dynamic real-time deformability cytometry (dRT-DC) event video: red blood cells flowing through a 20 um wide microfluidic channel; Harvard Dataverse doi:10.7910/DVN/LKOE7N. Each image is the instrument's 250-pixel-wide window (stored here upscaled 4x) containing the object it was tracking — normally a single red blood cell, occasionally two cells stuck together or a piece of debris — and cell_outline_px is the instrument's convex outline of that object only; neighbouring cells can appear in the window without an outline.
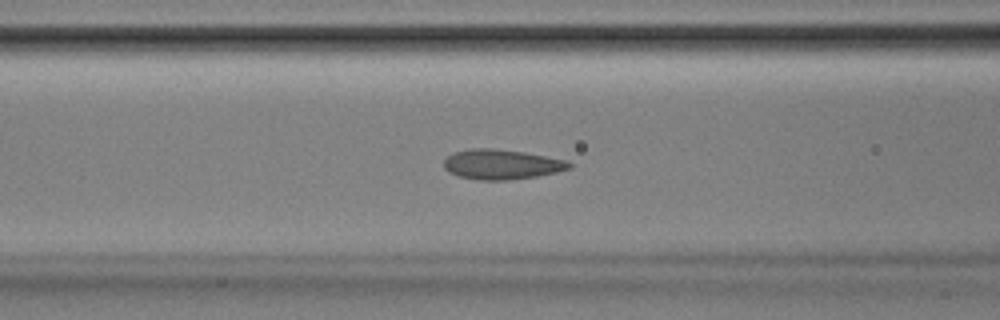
{"species": "Egyptian fruit bat (a non-hibernating species)", "species_latin": "Rousettus aegyptiacus", "temperature_condition": "room temperature", "stored_images_in_passage": 36, "camera_frame_rate_fps": 3000, "um_per_image_px": 0.085, "animal": {"sex": "male"}, "frame": {"image": 1, "passage_image": 5, "time_ms": 1.333, "image_size_px": [1000, 320], "cell_outline_px": [[572, 168], [556, 172], [536, 176], [508, 180], [480, 180], [460, 176], [448, 172], [444, 168], [444, 160], [452, 152], [472, 148], [492, 148], [524, 152], [568, 160], [572, 164]], "centroid_in_image_um": [42.64, 13.96], "position_along_channel_um": 124.0, "area_um2": 21.91}}
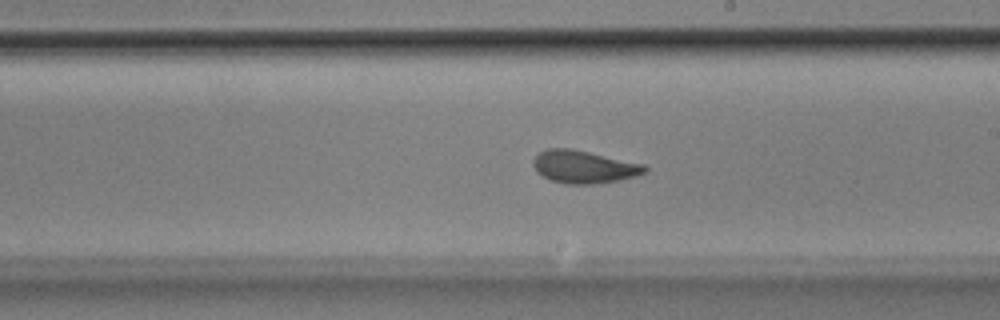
{"frame": {"image": 2, "passage_image": 14, "time_ms": 4.333, "image_size_px": [1000, 320], "cell_outline_px": [[648, 172], [636, 176], [620, 180], [592, 184], [564, 184], [552, 180], [536, 172], [532, 164], [532, 160], [540, 152], [548, 148], [572, 148], [644, 164], [648, 168]], "centroid_in_image_um": [49.64, 14.18], "position_along_channel_um": 239.4, "area_um2": 21.39}}
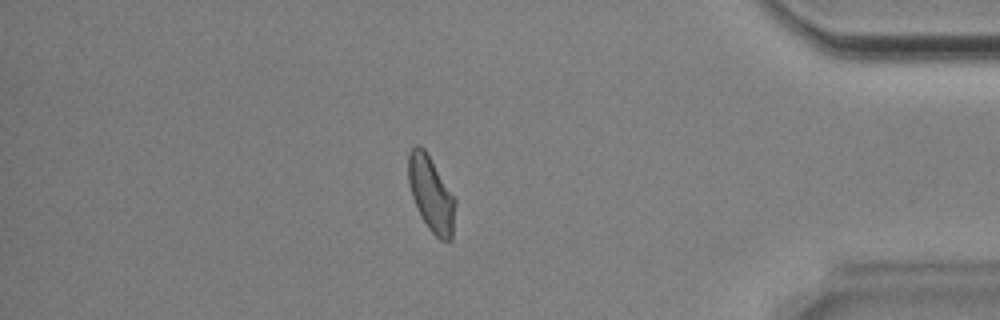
{"frame": {"image": 3, "passage_image": 29, "time_ms": 9.333, "image_size_px": [1000, 320], "cell_outline_px": [[456, 204], [452, 240], [440, 240], [428, 228], [412, 196], [408, 184], [408, 156], [412, 148], [416, 144], [420, 144], [424, 148], [456, 200]], "centroid_in_image_um": [36.65, 16.48], "position_along_channel_um": 398.6, "area_um2": 20.29}, "authors_computed_cell_mechanics": {"area_um2": 20.6346, "velocity_mm_per_s": 3.8538, "shape_relaxation_time_tau1_ms": 5.0278, "shape_relaxation_time_tau2_ms": 0.8374, "deformation_change_tau1": 0.1119, "deformation_change_tau2": 0.0567}}